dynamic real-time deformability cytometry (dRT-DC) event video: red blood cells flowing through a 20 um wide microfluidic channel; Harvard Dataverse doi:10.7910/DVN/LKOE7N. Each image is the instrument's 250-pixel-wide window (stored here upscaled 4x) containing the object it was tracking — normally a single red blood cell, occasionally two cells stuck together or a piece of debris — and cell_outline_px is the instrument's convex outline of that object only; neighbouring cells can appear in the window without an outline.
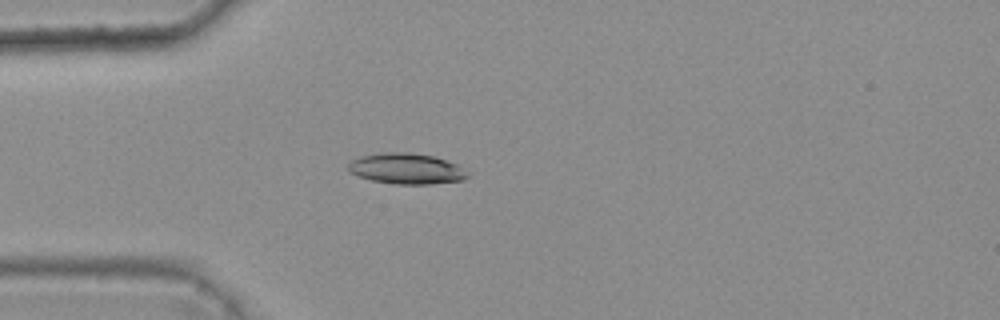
{"species": "common noctule bat (a hibernating species)", "species_latin": "Nyctalus noctula", "temperature_condition": "warm", "stored_images_in_passage": 5, "camera_frame_rate_fps": 3000, "um_per_image_px": 0.085, "animal": {"sex": "female", "body_mass_g": 25.1}, "frame": {"image": 1, "passage_image": 4, "time_ms": 1.0, "image_size_px": [1000, 320], "cell_outline_px": [[472, 172], [464, 180], [432, 184], [396, 184], [372, 180], [348, 172], [348, 164], [352, 160], [360, 156], [388, 152], [408, 152], [432, 156], [448, 160]], "centroid_in_image_um": [34.6, 14.34], "position_along_channel_um": 50.4, "area_um2": 21.5}}